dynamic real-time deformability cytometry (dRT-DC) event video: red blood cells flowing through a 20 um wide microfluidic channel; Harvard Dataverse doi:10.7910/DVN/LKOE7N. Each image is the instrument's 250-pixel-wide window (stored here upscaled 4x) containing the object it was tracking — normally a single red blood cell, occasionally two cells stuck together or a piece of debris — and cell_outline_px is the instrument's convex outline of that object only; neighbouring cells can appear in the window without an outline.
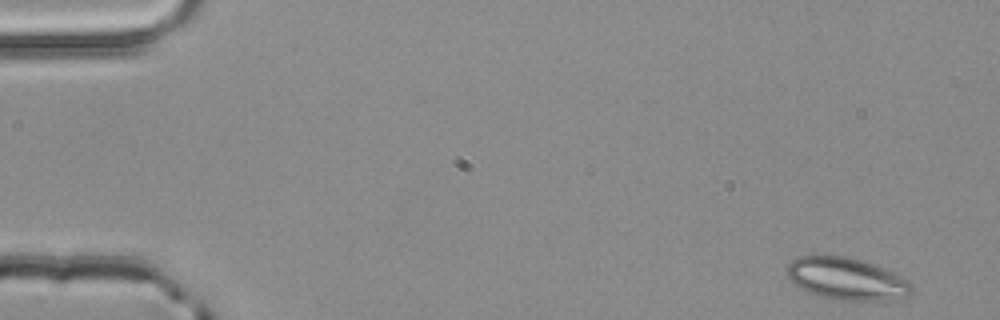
{"species": "common noctule bat (a hibernating species)", "species_latin": "Nyctalus noctula", "temperature_condition": "room temperature", "stored_images_in_passage": 3, "camera_frame_rate_fps": 3000, "um_per_image_px": 0.085, "animal": {"sex": "male", "body_mass_g": 20.4}, "frame": {"image": 1, "passage_image": 1, "time_ms": 0.0, "image_size_px": [1000, 320], "cell_outline_px": [[912, 292], [908, 296], [888, 300], [848, 300], [824, 296], [808, 292], [796, 284], [788, 276], [788, 264], [796, 256], [840, 256], [860, 260], [884, 268], [908, 280], [912, 284]], "centroid_in_image_um": [71.99, 23.69], "position_along_channel_um": 13.0, "area_um2": 29.94}}